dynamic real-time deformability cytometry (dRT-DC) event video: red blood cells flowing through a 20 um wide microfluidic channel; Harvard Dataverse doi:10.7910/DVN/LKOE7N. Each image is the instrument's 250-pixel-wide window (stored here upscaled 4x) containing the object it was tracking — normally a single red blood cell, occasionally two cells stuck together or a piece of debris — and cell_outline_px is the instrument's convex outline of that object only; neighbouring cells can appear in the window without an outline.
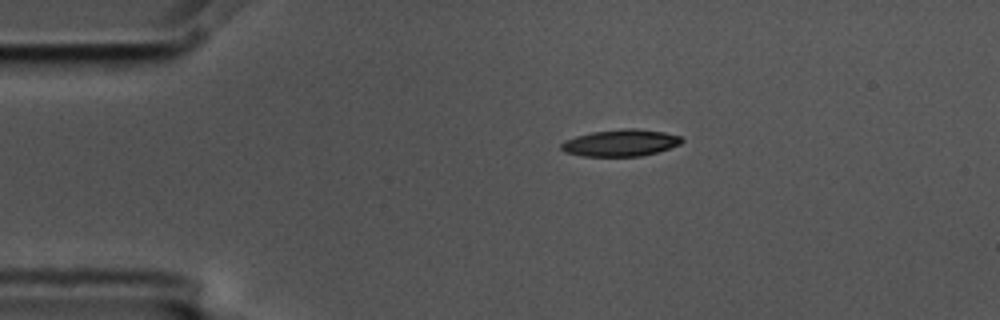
{"species": "common noctule bat (a hibernating species)", "species_latin": "Nyctalus noctula", "temperature_condition": "cold", "stored_images_in_passage": 3, "camera_frame_rate_fps": 3000, "um_per_image_px": 0.085, "animal": {"sex": "male", "body_mass_g": 17.5, "forearm_length_mm": 52.3}, "frame": {"image": 1, "passage_image": 1, "time_ms": 0.0, "image_size_px": [1000, 320], "cell_outline_px": [[684, 140], [680, 144], [656, 152], [640, 156], [584, 156], [564, 152], [560, 148], [560, 144], [564, 140], [576, 136], [592, 132], [624, 128], [636, 128], [664, 132], [680, 136]], "centroid_in_image_um": [52.72, 12.14], "position_along_channel_um": 32.3, "area_um2": 18.79}}
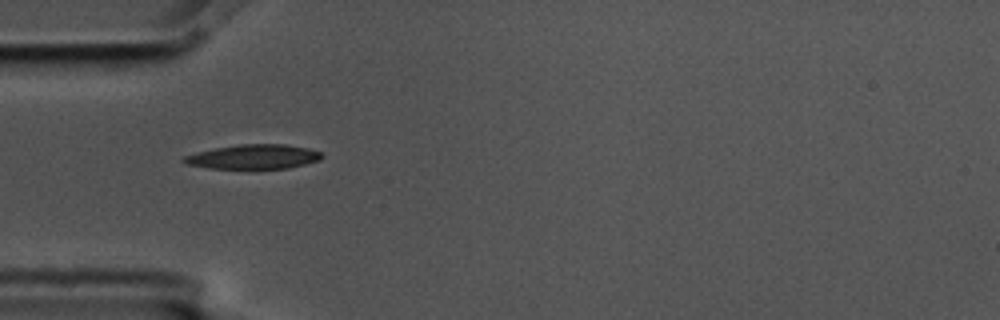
{"frame": {"image": 2, "passage_image": 2, "time_ms": 0.333, "image_size_px": [1000, 320], "cell_outline_px": [[324, 156], [320, 160], [288, 168], [208, 168], [184, 164], [180, 160], [184, 156], [196, 152], [216, 148], [240, 144], [284, 144], [308, 148], [320, 152]], "centroid_in_image_um": [21.52, 13.32], "position_along_channel_um": 63.5, "area_um2": 19.59}}